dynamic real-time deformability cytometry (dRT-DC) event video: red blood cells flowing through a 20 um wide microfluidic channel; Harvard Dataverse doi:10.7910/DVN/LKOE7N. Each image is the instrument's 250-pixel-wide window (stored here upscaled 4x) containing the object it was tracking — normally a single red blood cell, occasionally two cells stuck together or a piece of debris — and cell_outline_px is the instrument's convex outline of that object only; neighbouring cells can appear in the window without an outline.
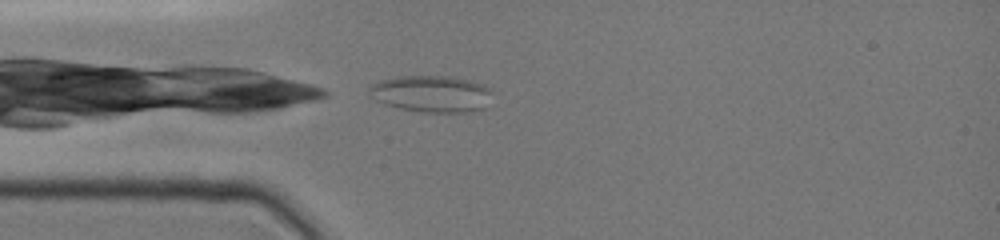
{"species": "common noctule bat (a hibernating species)", "species_latin": "Nyctalus noctula", "temperature_condition": "cold", "stored_images_in_passage": 10, "camera_frame_rate_fps": 3000, "um_per_image_px": 0.085, "animal": {"sex": "female", "body_mass_g": 19.0, "forearm_length_mm": 51.5}, "frame": {"image": 1, "passage_image": 1, "time_ms": 0.0, "image_size_px": [1000, 240], "cell_outline_px": [[496, 92], [480, 108], [464, 112], [424, 112], [400, 108], [376, 100], [368, 88], [368, 84], [380, 80], [396, 76], [448, 76], [468, 80], [484, 84], [492, 88]], "centroid_in_image_um": [36.68, 7.94], "position_along_channel_um": 48.3, "area_um2": 26.18}}
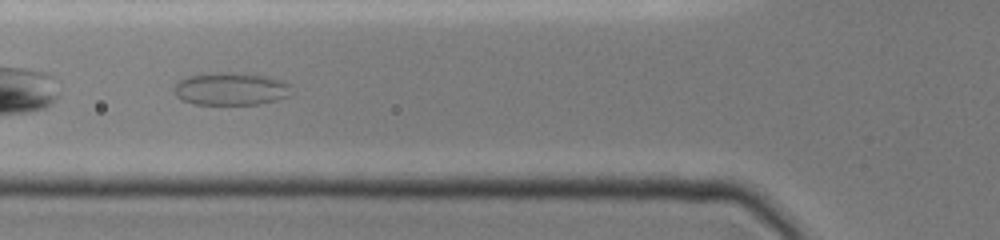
{"frame": {"image": 2, "passage_image": 5, "time_ms": 1.667, "image_size_px": [1000, 240], "cell_outline_px": [[292, 96], [276, 100], [256, 104], [196, 104], [184, 100], [176, 96], [176, 80], [188, 76], [208, 72], [248, 72], [268, 76], [284, 80], [292, 84]], "centroid_in_image_um": [19.71, 7.52], "position_along_channel_um": 106.1, "area_um2": 22.95}}
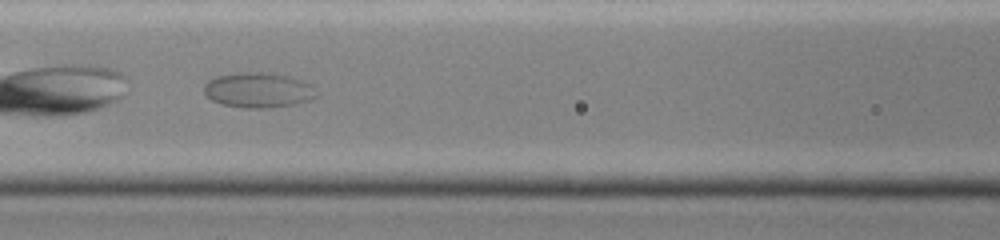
{"frame": {"image": 3, "passage_image": 7, "time_ms": 2.667, "image_size_px": [1000, 240], "cell_outline_px": [[316, 96], [308, 100], [292, 104], [260, 108], [248, 108], [224, 104], [212, 100], [204, 92], [204, 84], [208, 80], [216, 76], [240, 72], [276, 72], [292, 76], [304, 80], [312, 84]], "centroid_in_image_um": [21.96, 7.62], "position_along_channel_um": 144.6, "area_um2": 23.0}}